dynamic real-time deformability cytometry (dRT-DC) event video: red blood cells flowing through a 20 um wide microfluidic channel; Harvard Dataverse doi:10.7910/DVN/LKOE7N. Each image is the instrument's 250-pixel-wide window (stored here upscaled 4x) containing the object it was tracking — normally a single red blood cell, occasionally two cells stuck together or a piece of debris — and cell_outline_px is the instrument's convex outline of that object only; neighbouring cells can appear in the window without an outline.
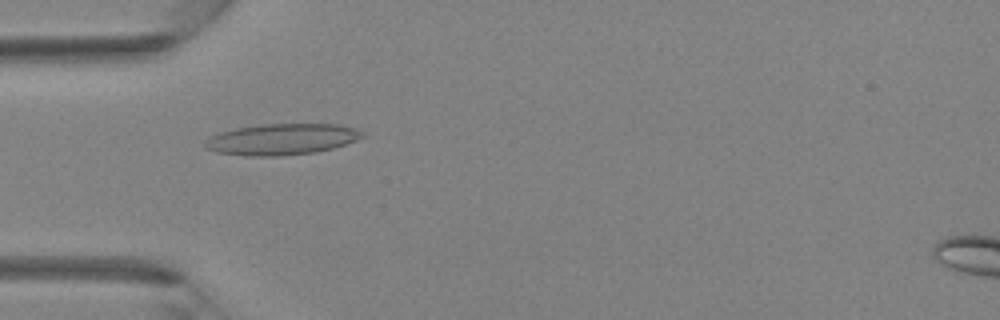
{"species": "Egyptian fruit bat (a non-hibernating species)", "species_latin": "Rousettus aegyptiacus", "temperature_condition": "room temperature", "stored_images_in_passage": 30, "camera_frame_rate_fps": 3000, "um_per_image_px": 0.085, "animal": {"sex": "female"}, "frame": {"image": 1, "passage_image": 2, "time_ms": 0.333, "image_size_px": [1000, 320], "cell_outline_px": [[364, 136], [356, 140], [332, 148], [316, 152], [280, 156], [248, 156], [216, 152], [204, 148], [204, 144], [212, 136], [220, 132], [236, 128], [264, 124], [340, 124], [356, 128], [364, 132]], "centroid_in_image_um": [23.97, 11.84], "position_along_channel_um": 61.0, "area_um2": 28.5}}
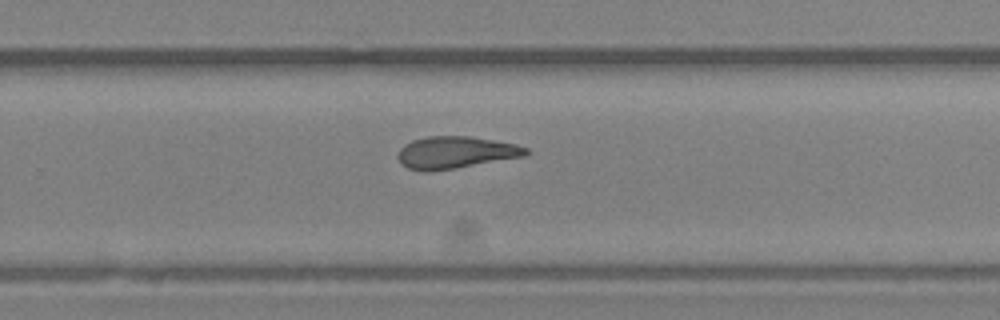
{"frame": {"image": 2, "passage_image": 16, "time_ms": 5.0, "image_size_px": [1000, 320], "cell_outline_px": [[528, 152], [524, 156], [428, 172], [424, 172], [408, 168], [400, 164], [396, 156], [400, 148], [404, 144], [412, 140], [428, 136], [468, 136], [516, 144], [528, 148]], "centroid_in_image_um": [38.64, 12.95], "position_along_channel_um": 291.2, "area_um2": 23.76}}
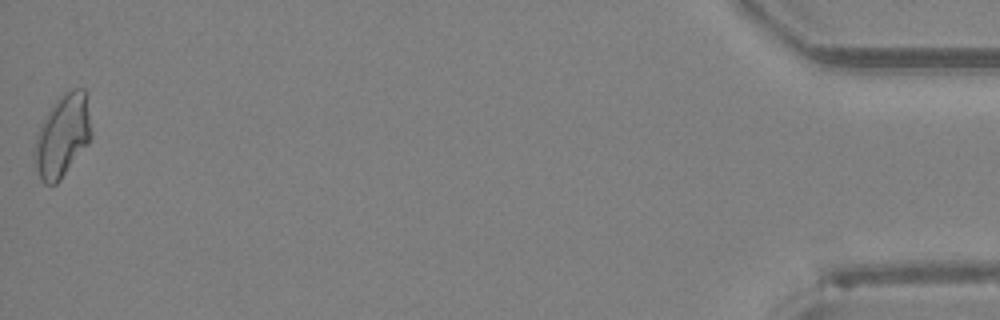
{"frame": {"image": 3, "passage_image": 30, "time_ms": 9.667, "image_size_px": [1000, 320], "cell_outline_px": [[92, 136], [88, 144], [60, 180], [56, 184], [44, 184], [40, 180], [36, 168], [32, 152], [36, 132], [40, 124], [56, 100], [64, 92], [72, 88], [84, 88], [92, 132]], "centroid_in_image_um": [5.28, 11.56], "position_along_channel_um": 429.9, "area_um2": 27.46}}